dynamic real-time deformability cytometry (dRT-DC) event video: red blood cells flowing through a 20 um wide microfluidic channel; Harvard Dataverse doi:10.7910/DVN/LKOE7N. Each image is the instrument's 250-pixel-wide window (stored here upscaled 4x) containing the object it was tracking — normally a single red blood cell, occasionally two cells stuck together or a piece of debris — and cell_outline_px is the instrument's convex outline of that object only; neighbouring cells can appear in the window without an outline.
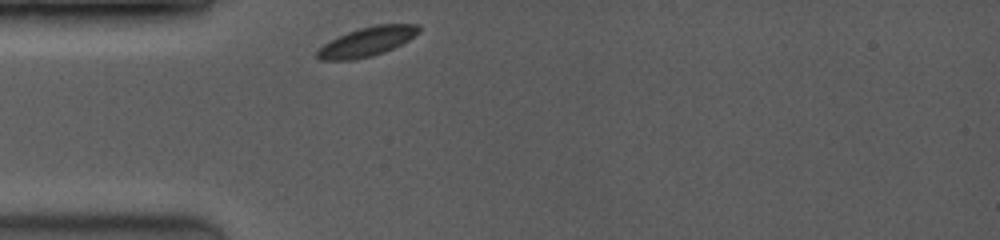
{"species": "common noctule bat (a hibernating species)", "species_latin": "Nyctalus noctula", "temperature_condition": "room temperature", "stored_images_in_passage": 21, "camera_frame_rate_fps": 3500, "um_per_image_px": 0.085, "animal": {"sex": "female", "body_mass_g": 19.0, "forearm_length_mm": 53.3}, "frame": {"image": 1, "passage_image": 1, "time_ms": 0.0, "image_size_px": [1000, 240], "cell_outline_px": [[420, 32], [408, 40], [384, 52], [372, 56], [352, 60], [320, 60], [316, 56], [316, 52], [324, 44], [348, 32], [360, 28], [376, 24], [416, 24], [420, 28]], "centroid_in_image_um": [31.2, 3.54], "position_along_channel_um": 53.8, "area_um2": 17.05}}
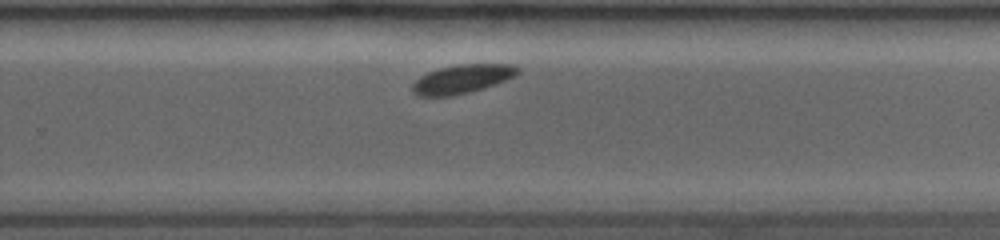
{"frame": {"image": 2, "passage_image": 13, "time_ms": 6.286, "image_size_px": [1000, 240], "cell_outline_px": [[520, 72], [516, 76], [484, 88], [452, 96], [416, 96], [412, 92], [412, 84], [420, 76], [428, 72], [440, 68], [456, 64], [512, 64], [520, 68]], "centroid_in_image_um": [39.29, 6.71], "position_along_channel_um": 290.5, "area_um2": 17.74}}
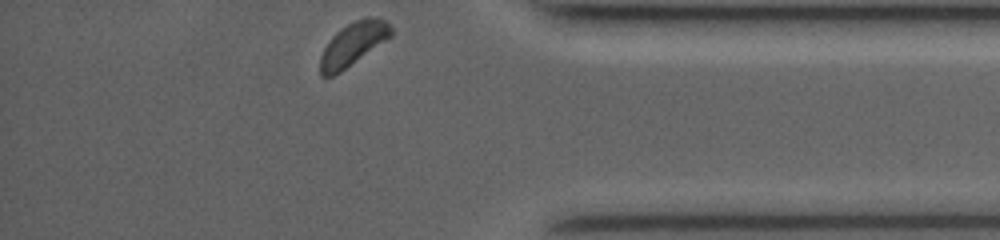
{"frame": {"image": 3, "passage_image": 21, "time_ms": 9.429, "image_size_px": [1000, 240], "cell_outline_px": [[392, 36], [340, 72], [332, 76], [320, 76], [320, 56], [324, 48], [332, 36], [340, 28], [364, 16], [372, 16], [384, 20], [392, 28]], "centroid_in_image_um": [30.0, 3.73], "position_along_channel_um": 405.2, "area_um2": 17.69}, "authors_computed_cell_mechanics": {"area_um2": 17.8024, "velocity_mm_per_s": 3.8873, "shape_relaxation_time_tau1_ms": null, "shape_relaxation_time_tau2_ms": 2.8021, "deformation_change_tau1": null, "deformation_change_tau2": 0.0351}}